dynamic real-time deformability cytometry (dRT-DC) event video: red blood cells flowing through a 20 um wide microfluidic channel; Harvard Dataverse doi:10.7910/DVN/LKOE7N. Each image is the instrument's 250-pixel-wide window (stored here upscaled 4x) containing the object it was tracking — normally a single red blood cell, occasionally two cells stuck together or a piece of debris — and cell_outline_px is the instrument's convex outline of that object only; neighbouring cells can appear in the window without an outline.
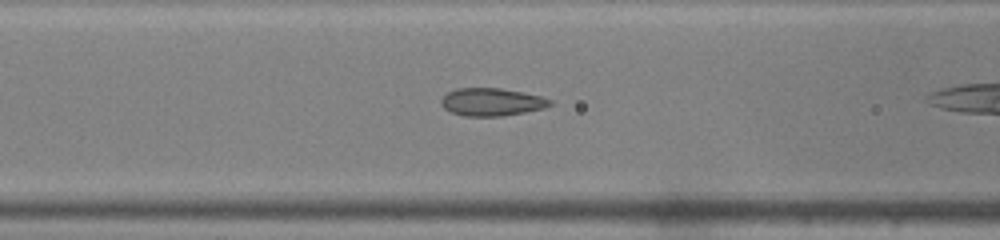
{"species": "common noctule bat (a hibernating species)", "species_latin": "Nyctalus noctula", "temperature_condition": "warm", "stored_images_in_passage": 26, "camera_frame_rate_fps": 3000, "um_per_image_px": 0.085, "animal": {"sex": "male", "body_mass_g": 19.0, "forearm_length_mm": 50.8}, "frame": {"image": 1, "passage_image": 6, "time_ms": 1.667, "image_size_px": [1000, 240], "cell_outline_px": [[552, 104], [544, 108], [504, 116], [464, 116], [452, 112], [444, 108], [440, 104], [440, 100], [448, 92], [456, 88], [500, 88], [524, 92], [540, 96], [552, 100]], "centroid_in_image_um": [41.79, 8.66], "position_along_channel_um": 124.8, "area_um2": 17.63}}
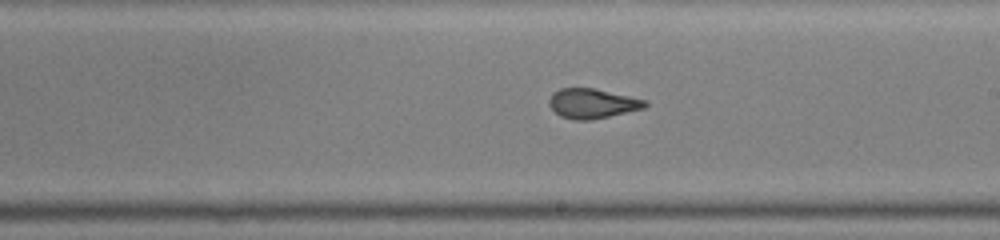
{"frame": {"image": 2, "passage_image": 14, "time_ms": 4.333, "image_size_px": [1000, 240], "cell_outline_px": [[648, 104], [644, 108], [592, 120], [576, 120], [560, 116], [548, 104], [548, 100], [552, 92], [560, 88], [592, 88], [648, 100]], "centroid_in_image_um": [50.33, 8.79], "position_along_channel_um": 238.7, "area_um2": 16.59}}
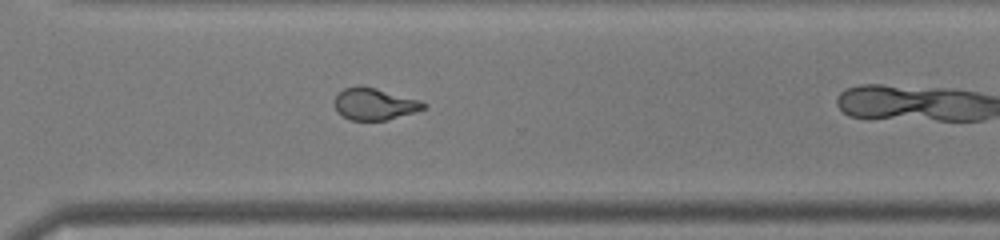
{"frame": {"image": 3, "passage_image": 21, "time_ms": 6.667, "image_size_px": [1000, 240], "cell_outline_px": [[428, 104], [424, 108], [416, 112], [388, 120], [352, 120], [344, 116], [336, 108], [332, 100], [344, 88], [360, 84], [376, 88], [420, 100]], "centroid_in_image_um": [31.84, 8.82], "position_along_channel_um": 338.8, "area_um2": 16.59}}